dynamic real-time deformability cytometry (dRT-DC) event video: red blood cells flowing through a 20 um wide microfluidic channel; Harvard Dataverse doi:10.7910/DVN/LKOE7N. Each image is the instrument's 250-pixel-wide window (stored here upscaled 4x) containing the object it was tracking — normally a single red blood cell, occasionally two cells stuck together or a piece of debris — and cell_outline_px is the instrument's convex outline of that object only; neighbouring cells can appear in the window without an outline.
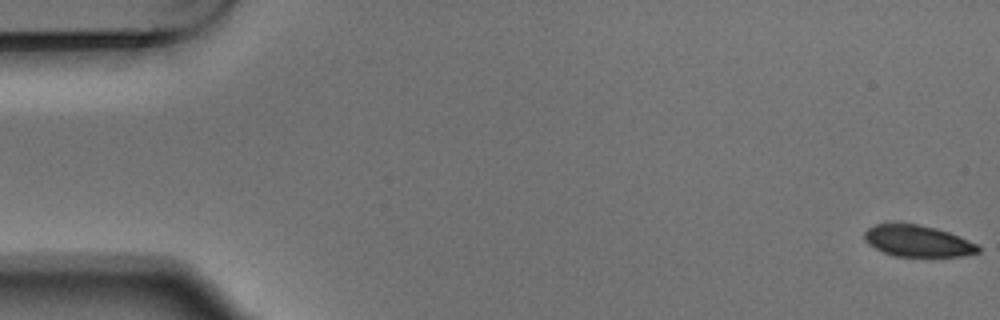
{"species": "Egyptian fruit bat (a non-hibernating species)", "species_latin": "Rousettus aegyptiacus", "temperature_condition": "warm", "stored_images_in_passage": 4, "camera_frame_rate_fps": 3000, "um_per_image_px": 0.085, "animal": {"sex": "male"}, "frame": {"image": 1, "passage_image": 1, "time_ms": 0.0, "image_size_px": [1000, 320], "cell_outline_px": [[980, 252], [964, 256], [896, 256], [884, 252], [868, 244], [864, 240], [864, 232], [868, 228], [876, 224], [920, 224], [936, 228], [960, 236], [976, 244], [980, 248]], "centroid_in_image_um": [78.01, 20.49], "position_along_channel_um": 7.0, "area_um2": 20.69}}
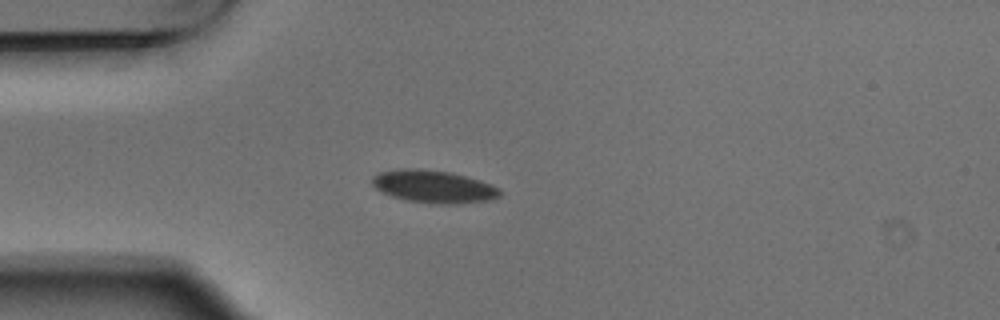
{"frame": {"image": 2, "passage_image": 4, "time_ms": 1.0, "image_size_px": [1000, 320], "cell_outline_px": [[504, 192], [500, 196], [492, 200], [456, 204], [428, 204], [408, 200], [392, 196], [380, 192], [372, 184], [372, 176], [380, 172], [400, 168], [420, 168], [452, 172], [480, 180], [492, 184], [500, 188]], "centroid_in_image_um": [36.89, 15.86], "position_along_channel_um": 48.1, "area_um2": 24.8}}